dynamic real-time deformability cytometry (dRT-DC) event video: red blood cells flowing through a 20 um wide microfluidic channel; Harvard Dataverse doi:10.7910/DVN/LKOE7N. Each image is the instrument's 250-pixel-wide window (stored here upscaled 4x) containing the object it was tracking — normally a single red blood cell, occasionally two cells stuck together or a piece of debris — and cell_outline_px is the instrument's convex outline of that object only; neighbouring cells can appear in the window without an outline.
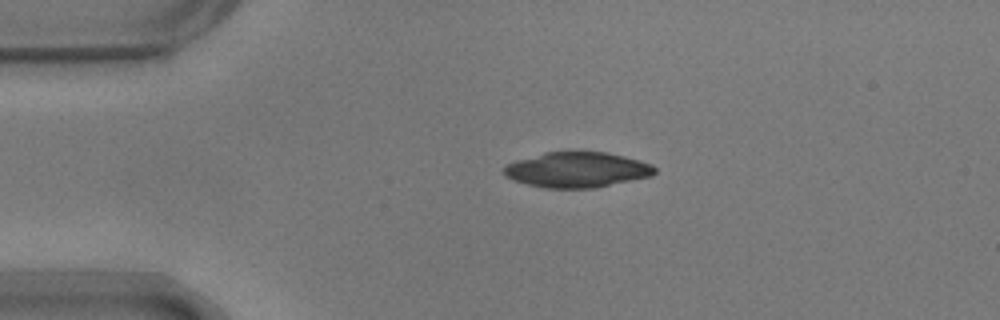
{"species": "common noctule bat (a hibernating species)", "species_latin": "Nyctalus noctula", "temperature_condition": "warm", "stored_images_in_passage": 38, "camera_frame_rate_fps": 3000, "um_per_image_px": 0.085, "animal": {"sex": "male", "body_mass_g": 17.9}, "frame": {"image": 1, "passage_image": 1, "time_ms": 0.0, "image_size_px": [1000, 320], "cell_outline_px": [[656, 172], [652, 176], [596, 188], [544, 188], [512, 180], [504, 176], [504, 168], [508, 164], [516, 160], [544, 152], [608, 152], [640, 160], [652, 164], [656, 168]], "centroid_in_image_um": [49.07, 14.43], "position_along_channel_um": 35.9, "area_um2": 31.21}}